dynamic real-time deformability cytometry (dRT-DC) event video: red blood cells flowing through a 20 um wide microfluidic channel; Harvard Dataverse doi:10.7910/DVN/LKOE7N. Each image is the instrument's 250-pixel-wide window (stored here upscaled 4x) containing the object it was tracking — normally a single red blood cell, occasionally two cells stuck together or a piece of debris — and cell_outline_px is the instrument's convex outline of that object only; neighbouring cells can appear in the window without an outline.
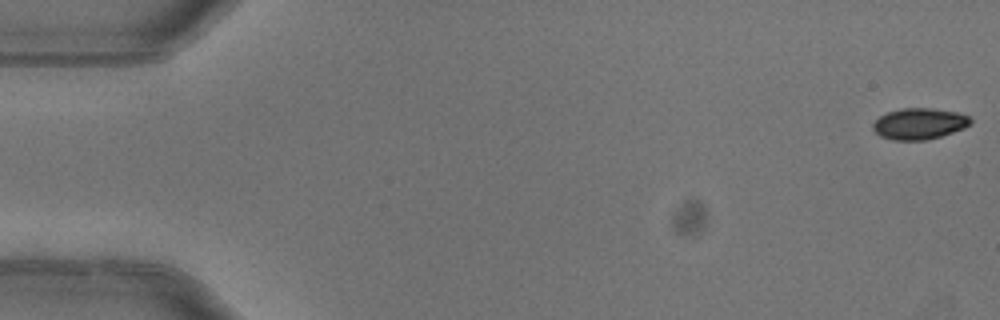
{"species": "common noctule bat (a hibernating species)", "species_latin": "Nyctalus noctula", "temperature_condition": "warm", "stored_images_in_passage": 5, "camera_frame_rate_fps": 3000, "um_per_image_px": 0.085, "animal": {"sex": "female"}, "frame": {"image": 1, "passage_image": 1, "time_ms": 0.0, "image_size_px": [1000, 320], "cell_outline_px": [[972, 120], [964, 128], [928, 140], [892, 140], [880, 136], [872, 128], [872, 124], [880, 116], [888, 112], [900, 108], [932, 108], [956, 112], [968, 116]], "centroid_in_image_um": [78.11, 10.52], "position_along_channel_um": 6.9, "area_um2": 17.63}}
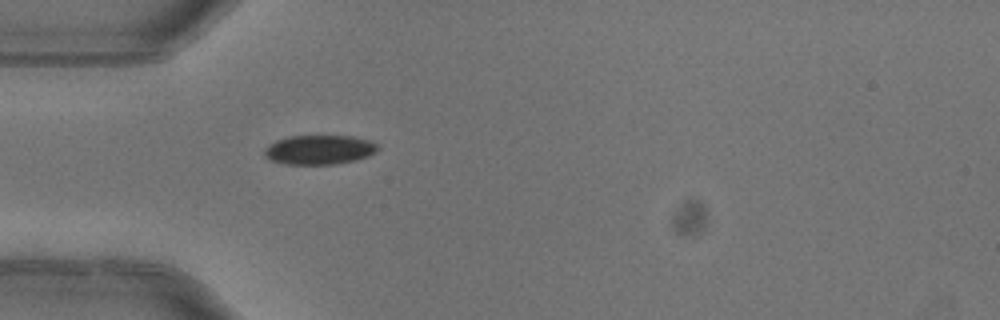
{"frame": {"image": 2, "passage_image": 5, "time_ms": 1.333, "image_size_px": [1000, 320], "cell_outline_px": [[380, 148], [376, 152], [368, 156], [356, 160], [336, 164], [284, 164], [272, 160], [264, 156], [264, 148], [268, 144], [276, 140], [288, 136], [352, 136], [372, 140]], "centroid_in_image_um": [27.15, 12.72], "position_along_channel_um": 57.9, "area_um2": 19.59}}